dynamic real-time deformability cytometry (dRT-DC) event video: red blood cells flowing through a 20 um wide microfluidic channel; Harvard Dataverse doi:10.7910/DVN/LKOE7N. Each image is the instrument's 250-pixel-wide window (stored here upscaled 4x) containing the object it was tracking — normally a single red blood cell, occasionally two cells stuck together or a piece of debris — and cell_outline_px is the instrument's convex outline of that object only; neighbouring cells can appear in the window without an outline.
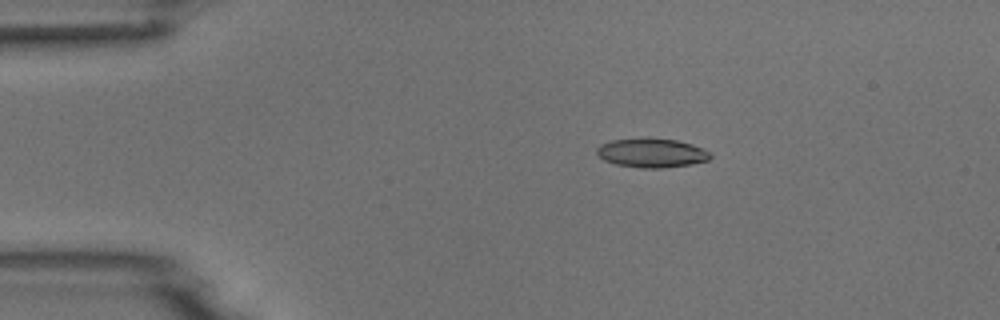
{"species": "common noctule bat (a hibernating species)", "species_latin": "Nyctalus noctula", "temperature_condition": "room temperature", "stored_images_in_passage": 5, "camera_frame_rate_fps": 3000, "um_per_image_px": 0.085, "animal": {"sex": "male", "body_mass_g": 18.8}, "frame": {"image": 1, "passage_image": 3, "time_ms": 2.333, "image_size_px": [1000, 320], "cell_outline_px": [[712, 156], [708, 160], [692, 164], [660, 168], [644, 168], [616, 164], [604, 160], [596, 152], [596, 148], [600, 144], [612, 140], [676, 140], [692, 144], [704, 148], [712, 152]], "centroid_in_image_um": [55.44, 13.02], "position_along_channel_um": 29.6, "area_um2": 18.73}}